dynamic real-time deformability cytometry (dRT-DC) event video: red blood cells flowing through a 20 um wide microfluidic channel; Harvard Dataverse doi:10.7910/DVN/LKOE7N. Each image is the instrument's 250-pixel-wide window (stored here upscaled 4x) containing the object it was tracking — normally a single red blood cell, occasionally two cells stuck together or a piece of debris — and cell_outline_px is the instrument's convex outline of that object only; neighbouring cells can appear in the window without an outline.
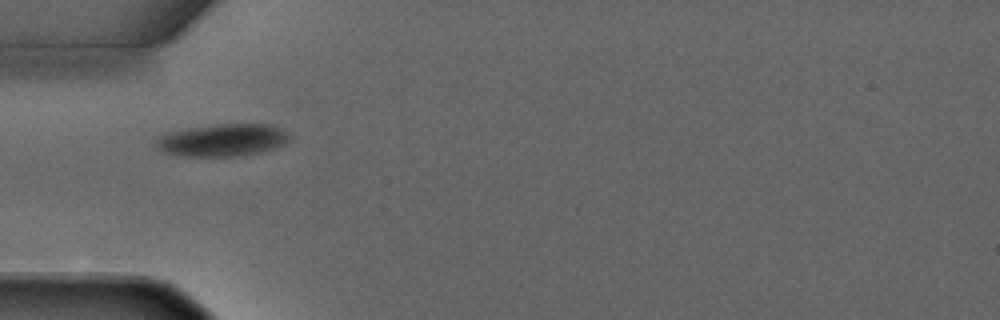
{"species": "common noctule bat (a hibernating species)", "species_latin": "Nyctalus noctula", "temperature_condition": "warm", "stored_images_in_passage": 4, "camera_frame_rate_fps": 3000, "um_per_image_px": 0.085, "animal": {"sex": "male", "forearm_length_mm": 52.5}, "frame": {"image": 1, "passage_image": 4, "time_ms": 3.667, "image_size_px": [1000, 320], "cell_outline_px": [[292, 136], [284, 144], [276, 148], [260, 152], [240, 156], [180, 156], [164, 152], [156, 148], [156, 136], [168, 132], [188, 128], [212, 124], [268, 124], [280, 128]], "centroid_in_image_um": [18.89, 11.91], "position_along_channel_um": 66.1, "area_um2": 25.43}}